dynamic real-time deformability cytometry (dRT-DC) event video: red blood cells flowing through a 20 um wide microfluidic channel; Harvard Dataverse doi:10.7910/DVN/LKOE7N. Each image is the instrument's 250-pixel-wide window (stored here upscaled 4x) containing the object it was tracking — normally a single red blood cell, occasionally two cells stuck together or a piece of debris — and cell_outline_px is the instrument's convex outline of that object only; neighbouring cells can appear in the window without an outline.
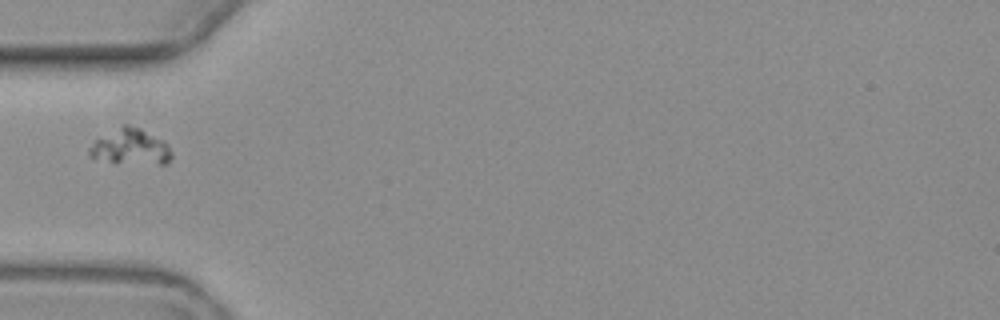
{"species": "common noctule bat (a hibernating species)", "species_latin": "Nyctalus noctula", "temperature_condition": "warm", "stored_images_in_passage": 3, "camera_frame_rate_fps": 3000, "um_per_image_px": 0.085, "animal": {"sex": "female", "body_mass_g": 19.3, "forearm_length_mm": 54.1}, "frame": {"image": 1, "passage_image": 2, "time_ms": 1.333, "image_size_px": [1000, 320], "cell_outline_px": [[172, 156], [164, 164], [116, 164], [88, 156], [88, 148], [96, 140], [124, 124], [128, 124], [140, 128], [164, 140], [168, 144], [172, 152]], "centroid_in_image_um": [11.11, 12.52], "position_along_channel_um": 73.9, "area_um2": 17.34}}
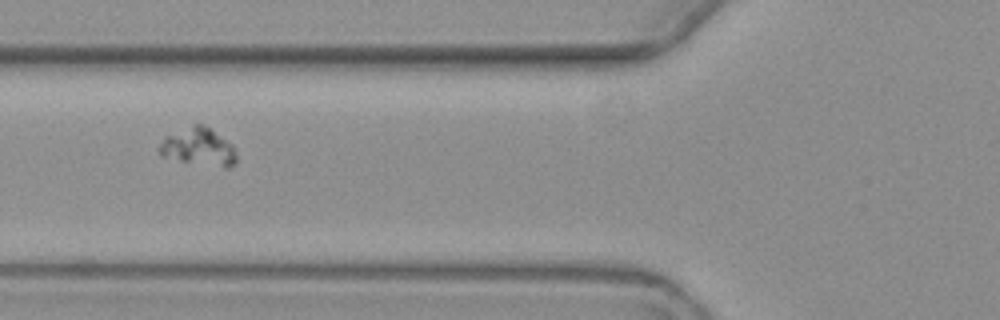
{"frame": {"image": 2, "passage_image": 3, "time_ms": 2.333, "image_size_px": [1000, 320], "cell_outline_px": [[236, 164], [228, 168], [224, 168], [180, 160], [160, 156], [160, 144], [164, 136], [192, 124], [204, 124], [232, 144], [236, 152]], "centroid_in_image_um": [16.9, 12.48], "position_along_channel_um": 108.9, "area_um2": 16.94}}